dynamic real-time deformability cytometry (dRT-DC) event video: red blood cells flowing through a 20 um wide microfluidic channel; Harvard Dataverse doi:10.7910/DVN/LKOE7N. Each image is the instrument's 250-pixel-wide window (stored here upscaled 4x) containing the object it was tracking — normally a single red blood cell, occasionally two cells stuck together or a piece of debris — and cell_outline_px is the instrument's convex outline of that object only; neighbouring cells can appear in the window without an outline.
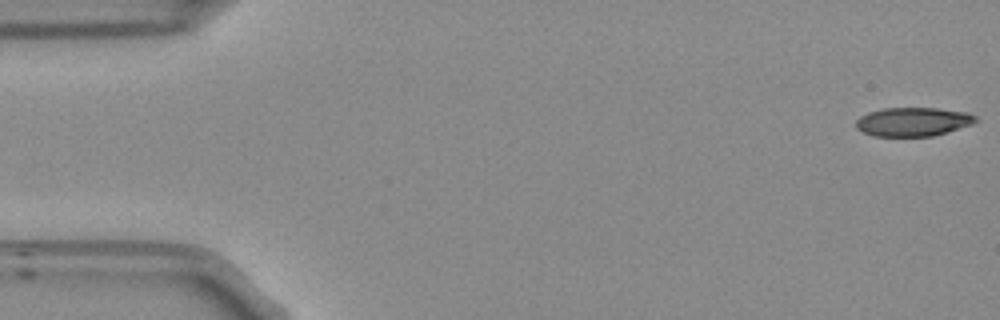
{"species": "Egyptian fruit bat (a non-hibernating species)", "species_latin": "Rousettus aegyptiacus", "temperature_condition": "room temperature", "stored_images_in_passage": 53, "camera_frame_rate_fps": 3000, "um_per_image_px": 0.085, "frame": {"image": 1, "passage_image": 1, "time_ms": 0.0, "image_size_px": [1000, 320], "cell_outline_px": [[976, 120], [972, 124], [932, 136], [876, 136], [864, 132], [856, 128], [856, 120], [860, 116], [868, 112], [884, 108], [936, 108], [968, 112], [976, 116]], "centroid_in_image_um": [77.59, 10.34], "position_along_channel_um": 7.4, "area_um2": 19.94}}
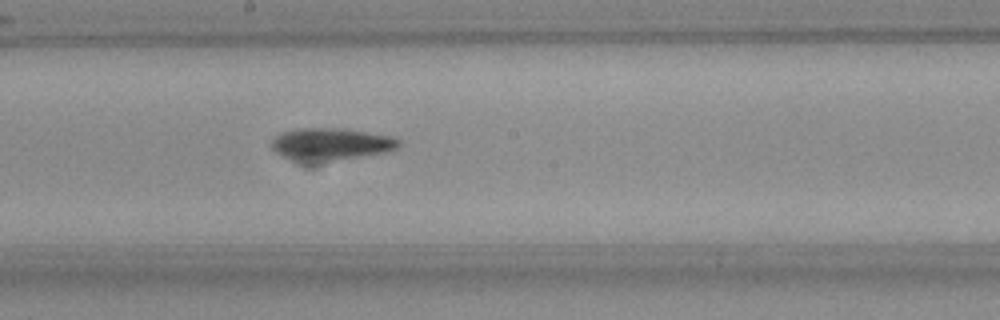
{"frame": {"image": 2, "passage_image": 28, "time_ms": 9.0, "image_size_px": [1000, 320], "cell_outline_px": [[400, 144], [396, 148], [388, 152], [312, 164], [304, 164], [292, 160], [276, 152], [272, 148], [272, 140], [280, 132], [292, 128], [344, 128], [392, 136], [400, 140]], "centroid_in_image_um": [28.08, 12.27], "position_along_channel_um": 220.1, "area_um2": 24.57}}
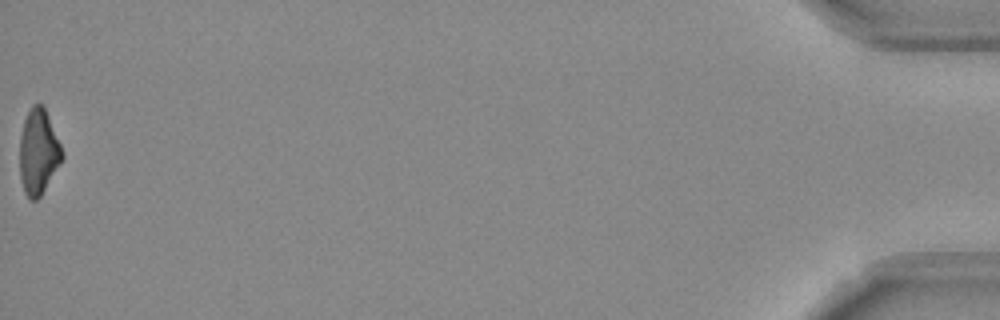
{"frame": {"image": 3, "passage_image": 53, "time_ms": 17.333, "image_size_px": [1000, 320], "cell_outline_px": [[64, 160], [40, 196], [36, 200], [32, 200], [24, 192], [20, 176], [20, 136], [24, 120], [32, 104], [40, 104], [44, 108], [48, 116], [64, 152]], "centroid_in_image_um": [3.28, 12.93], "position_along_channel_um": 431.9, "area_um2": 21.04}}